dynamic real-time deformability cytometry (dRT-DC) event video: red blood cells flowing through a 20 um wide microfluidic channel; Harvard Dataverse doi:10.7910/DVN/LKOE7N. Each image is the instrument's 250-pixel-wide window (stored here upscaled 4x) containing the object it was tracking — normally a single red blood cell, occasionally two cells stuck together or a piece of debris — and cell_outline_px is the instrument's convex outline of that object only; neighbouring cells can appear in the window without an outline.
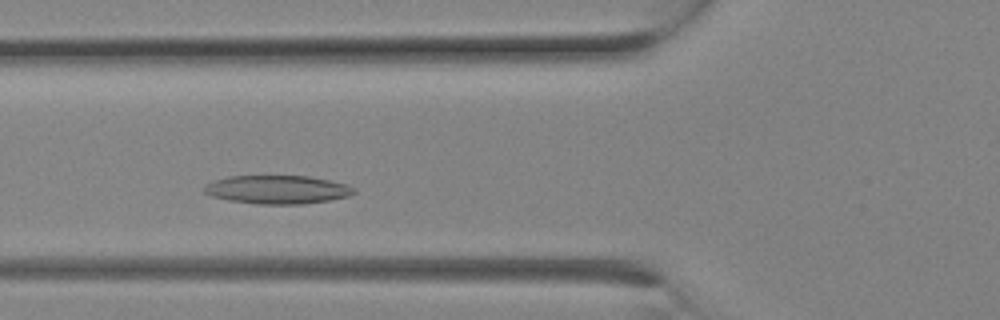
{"species": "Egyptian fruit bat (a non-hibernating species)", "species_latin": "Rousettus aegyptiacus", "temperature_condition": "room temperature", "stored_images_in_passage": 8, "camera_frame_rate_fps": 3000, "um_per_image_px": 0.085, "animal": {"sex": "female"}, "frame": {"image": 1, "passage_image": 5, "time_ms": 1.333, "image_size_px": [1000, 320], "cell_outline_px": [[356, 192], [348, 196], [328, 200], [304, 204], [256, 204], [228, 200], [212, 196], [204, 192], [204, 188], [208, 184], [216, 180], [228, 176], [308, 176], [348, 184], [356, 188]], "centroid_in_image_um": [23.61, 16.12], "position_along_channel_um": 102.2, "area_um2": 24.74}}
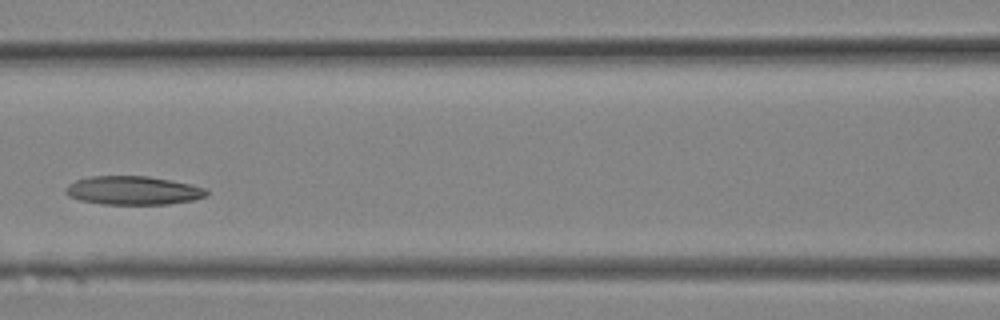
{"frame": {"image": 2, "passage_image": 7, "time_ms": 2.0, "image_size_px": [1000, 320], "cell_outline_px": [[208, 196], [192, 200], [168, 204], [100, 204], [80, 200], [68, 196], [64, 192], [64, 188], [68, 184], [76, 180], [88, 176], [148, 176], [208, 188]], "centroid_in_image_um": [11.28, 16.19], "position_along_channel_um": 155.3, "area_um2": 23.58}}